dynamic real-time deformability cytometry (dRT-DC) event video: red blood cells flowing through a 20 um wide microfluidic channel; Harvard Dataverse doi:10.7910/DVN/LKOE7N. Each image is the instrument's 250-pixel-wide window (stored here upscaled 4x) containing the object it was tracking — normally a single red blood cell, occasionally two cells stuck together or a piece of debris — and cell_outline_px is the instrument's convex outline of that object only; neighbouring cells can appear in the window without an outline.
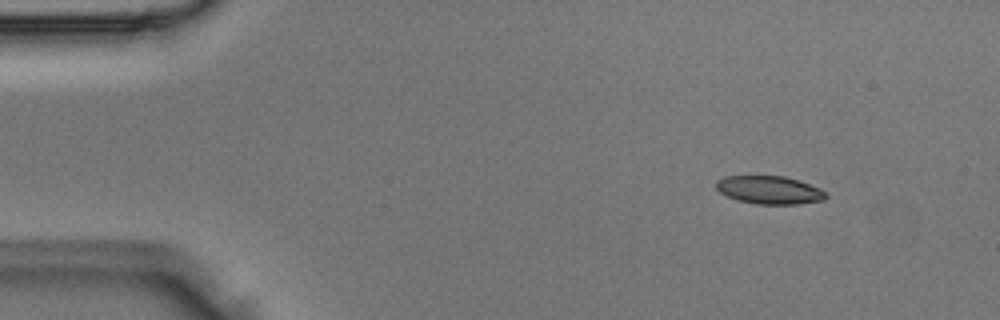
{"species": "Egyptian fruit bat (a non-hibernating species)", "species_latin": "Rousettus aegyptiacus", "temperature_condition": "room temperature", "stored_images_in_passage": 5, "camera_frame_rate_fps": 3000, "um_per_image_px": 0.085, "animal": {"sex": "male"}, "frame": {"image": 1, "passage_image": 2, "time_ms": 0.333, "image_size_px": [1000, 320], "cell_outline_px": [[828, 196], [824, 200], [796, 204], [756, 204], [736, 200], [720, 192], [716, 188], [716, 180], [724, 176], [784, 176], [820, 188]], "centroid_in_image_um": [65.37, 16.15], "position_along_channel_um": 19.6, "area_um2": 17.86}}
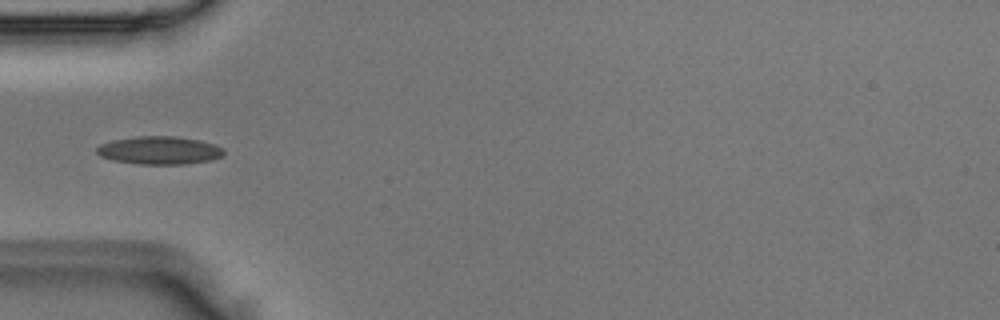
{"frame": {"image": 2, "passage_image": 5, "time_ms": 1.333, "image_size_px": [1000, 320], "cell_outline_px": [[224, 156], [212, 160], [184, 164], [140, 164], [112, 160], [100, 156], [96, 152], [96, 148], [100, 144], [112, 140], [136, 136], [176, 136], [200, 140], [216, 144], [224, 148]], "centroid_in_image_um": [13.58, 12.77], "position_along_channel_um": 71.4, "area_um2": 20.98}}